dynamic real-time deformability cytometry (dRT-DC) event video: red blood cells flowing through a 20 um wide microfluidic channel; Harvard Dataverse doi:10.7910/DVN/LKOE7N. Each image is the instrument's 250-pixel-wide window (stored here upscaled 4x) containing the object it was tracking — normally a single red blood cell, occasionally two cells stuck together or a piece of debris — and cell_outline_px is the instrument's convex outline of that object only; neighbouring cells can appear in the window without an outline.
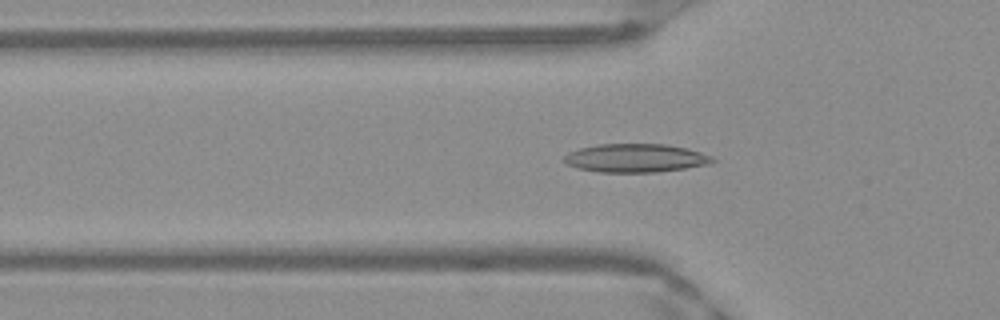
{"species": "Egyptian fruit bat (a non-hibernating species)", "species_latin": "Rousettus aegyptiacus", "temperature_condition": "warm", "stored_images_in_passage": 51, "camera_frame_rate_fps": 3000, "um_per_image_px": 0.085, "frame": {"image": 1, "passage_image": 17, "time_ms": 5.333, "image_size_px": [1000, 320], "cell_outline_px": [[716, 160], [708, 164], [684, 168], [656, 172], [600, 172], [576, 168], [564, 164], [564, 156], [568, 152], [580, 148], [600, 144], [664, 144], [688, 148], [712, 156]], "centroid_in_image_um": [53.99, 13.43], "position_along_channel_um": 71.8, "area_um2": 24.62}}
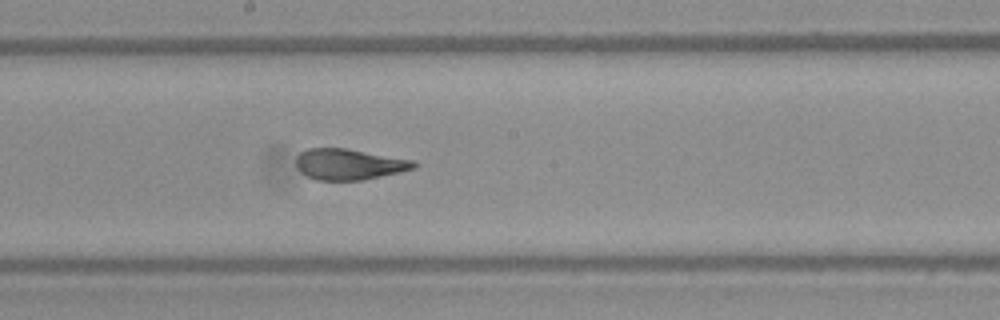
{"frame": {"image": 2, "passage_image": 28, "time_ms": 9.0, "image_size_px": [1000, 320], "cell_outline_px": [[420, 164], [416, 168], [400, 172], [364, 180], [316, 180], [300, 172], [296, 168], [296, 156], [300, 152], [308, 148], [344, 148], [416, 160]], "centroid_in_image_um": [29.7, 13.96], "position_along_channel_um": 218.5, "area_um2": 21.5}}
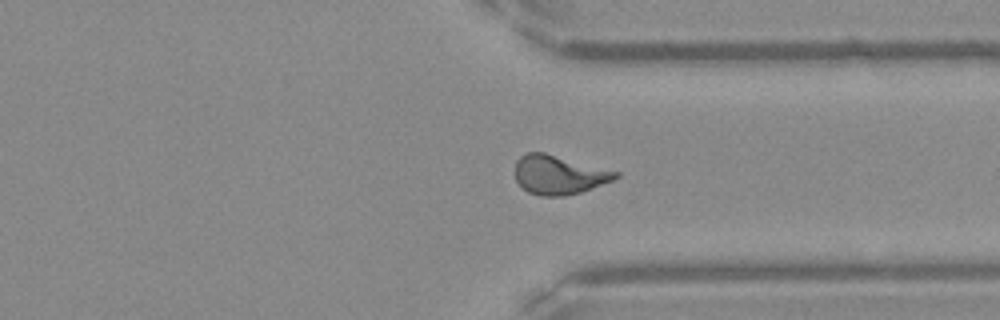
{"frame": {"image": 3, "passage_image": 39, "time_ms": 12.667, "image_size_px": [1000, 320], "cell_outline_px": [[620, 176], [612, 180], [580, 192], [564, 196], [540, 196], [528, 192], [516, 180], [516, 160], [520, 156], [528, 152], [544, 152], [620, 172]], "centroid_in_image_um": [47.5, 14.85], "position_along_channel_um": 363.9, "area_um2": 22.66}, "authors_computed_cell_mechanics": {"area_um2": 22.5998, "velocity_mm_per_s": 3.97, "shape_relaxation_time_tau1_ms": 8.0001, "shape_relaxation_time_tau2_ms": 0.9728, "deformation_change_tau1": 0.2336, "deformation_change_tau2": 0.0795}}